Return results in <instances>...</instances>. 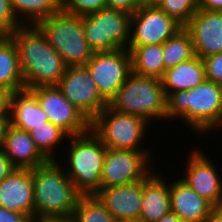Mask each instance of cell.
Listing matches in <instances>:
<instances>
[{
    "instance_id": "cb8c5ba5",
    "label": "cell",
    "mask_w": 222,
    "mask_h": 222,
    "mask_svg": "<svg viewBox=\"0 0 222 222\" xmlns=\"http://www.w3.org/2000/svg\"><path fill=\"white\" fill-rule=\"evenodd\" d=\"M131 53L132 72L161 79L165 65L163 61V44L128 46Z\"/></svg>"
},
{
    "instance_id": "6da1fadb",
    "label": "cell",
    "mask_w": 222,
    "mask_h": 222,
    "mask_svg": "<svg viewBox=\"0 0 222 222\" xmlns=\"http://www.w3.org/2000/svg\"><path fill=\"white\" fill-rule=\"evenodd\" d=\"M170 119L182 120L190 133L195 131L193 134L197 133L198 137L218 131L222 127V87L205 80L189 90L170 93L167 96L166 121Z\"/></svg>"
},
{
    "instance_id": "7c38bea8",
    "label": "cell",
    "mask_w": 222,
    "mask_h": 222,
    "mask_svg": "<svg viewBox=\"0 0 222 222\" xmlns=\"http://www.w3.org/2000/svg\"><path fill=\"white\" fill-rule=\"evenodd\" d=\"M182 28L158 6L139 7L131 14L128 46L163 44Z\"/></svg>"
},
{
    "instance_id": "ac0fdd59",
    "label": "cell",
    "mask_w": 222,
    "mask_h": 222,
    "mask_svg": "<svg viewBox=\"0 0 222 222\" xmlns=\"http://www.w3.org/2000/svg\"><path fill=\"white\" fill-rule=\"evenodd\" d=\"M176 179H171L172 183H169L171 211L182 222H202L214 206L190 188L179 176Z\"/></svg>"
},
{
    "instance_id": "30bf717a",
    "label": "cell",
    "mask_w": 222,
    "mask_h": 222,
    "mask_svg": "<svg viewBox=\"0 0 222 222\" xmlns=\"http://www.w3.org/2000/svg\"><path fill=\"white\" fill-rule=\"evenodd\" d=\"M57 88L90 122L107 107L86 65L68 66Z\"/></svg>"
},
{
    "instance_id": "44dd1931",
    "label": "cell",
    "mask_w": 222,
    "mask_h": 222,
    "mask_svg": "<svg viewBox=\"0 0 222 222\" xmlns=\"http://www.w3.org/2000/svg\"><path fill=\"white\" fill-rule=\"evenodd\" d=\"M9 116L12 126L27 132L49 121L36 96L29 89L10 93Z\"/></svg>"
},
{
    "instance_id": "8d00e7d4",
    "label": "cell",
    "mask_w": 222,
    "mask_h": 222,
    "mask_svg": "<svg viewBox=\"0 0 222 222\" xmlns=\"http://www.w3.org/2000/svg\"><path fill=\"white\" fill-rule=\"evenodd\" d=\"M198 9L222 11V0H198Z\"/></svg>"
},
{
    "instance_id": "277c9868",
    "label": "cell",
    "mask_w": 222,
    "mask_h": 222,
    "mask_svg": "<svg viewBox=\"0 0 222 222\" xmlns=\"http://www.w3.org/2000/svg\"><path fill=\"white\" fill-rule=\"evenodd\" d=\"M65 160V172L82 196L96 195L102 189L101 174L103 170L106 147L91 131L68 138ZM68 150V151H67ZM67 159V160H66ZM68 164V165H67ZM67 169V170H66Z\"/></svg>"
},
{
    "instance_id": "5bb4252c",
    "label": "cell",
    "mask_w": 222,
    "mask_h": 222,
    "mask_svg": "<svg viewBox=\"0 0 222 222\" xmlns=\"http://www.w3.org/2000/svg\"><path fill=\"white\" fill-rule=\"evenodd\" d=\"M29 90L36 96L48 120L61 127L70 136L80 135L90 130V121L64 97L57 86Z\"/></svg>"
},
{
    "instance_id": "1f68e13d",
    "label": "cell",
    "mask_w": 222,
    "mask_h": 222,
    "mask_svg": "<svg viewBox=\"0 0 222 222\" xmlns=\"http://www.w3.org/2000/svg\"><path fill=\"white\" fill-rule=\"evenodd\" d=\"M206 80L222 87V52L203 58Z\"/></svg>"
},
{
    "instance_id": "d4e9b609",
    "label": "cell",
    "mask_w": 222,
    "mask_h": 222,
    "mask_svg": "<svg viewBox=\"0 0 222 222\" xmlns=\"http://www.w3.org/2000/svg\"><path fill=\"white\" fill-rule=\"evenodd\" d=\"M11 4L23 26L36 25L42 19L62 11L61 0H11Z\"/></svg>"
},
{
    "instance_id": "b9f144b4",
    "label": "cell",
    "mask_w": 222,
    "mask_h": 222,
    "mask_svg": "<svg viewBox=\"0 0 222 222\" xmlns=\"http://www.w3.org/2000/svg\"><path fill=\"white\" fill-rule=\"evenodd\" d=\"M35 222H75V221L72 217H69V218L44 219Z\"/></svg>"
},
{
    "instance_id": "f546056e",
    "label": "cell",
    "mask_w": 222,
    "mask_h": 222,
    "mask_svg": "<svg viewBox=\"0 0 222 222\" xmlns=\"http://www.w3.org/2000/svg\"><path fill=\"white\" fill-rule=\"evenodd\" d=\"M106 8V0H63L62 11L83 16Z\"/></svg>"
},
{
    "instance_id": "d590c367",
    "label": "cell",
    "mask_w": 222,
    "mask_h": 222,
    "mask_svg": "<svg viewBox=\"0 0 222 222\" xmlns=\"http://www.w3.org/2000/svg\"><path fill=\"white\" fill-rule=\"evenodd\" d=\"M9 96L10 92L0 87V116L9 115Z\"/></svg>"
},
{
    "instance_id": "3957f363",
    "label": "cell",
    "mask_w": 222,
    "mask_h": 222,
    "mask_svg": "<svg viewBox=\"0 0 222 222\" xmlns=\"http://www.w3.org/2000/svg\"><path fill=\"white\" fill-rule=\"evenodd\" d=\"M57 160L32 168L35 221L72 217L82 196Z\"/></svg>"
},
{
    "instance_id": "2e32d148",
    "label": "cell",
    "mask_w": 222,
    "mask_h": 222,
    "mask_svg": "<svg viewBox=\"0 0 222 222\" xmlns=\"http://www.w3.org/2000/svg\"><path fill=\"white\" fill-rule=\"evenodd\" d=\"M0 207L27 215L35 222L32 169L16 168L0 181Z\"/></svg>"
},
{
    "instance_id": "74e56055",
    "label": "cell",
    "mask_w": 222,
    "mask_h": 222,
    "mask_svg": "<svg viewBox=\"0 0 222 222\" xmlns=\"http://www.w3.org/2000/svg\"><path fill=\"white\" fill-rule=\"evenodd\" d=\"M9 125H10V116L9 115L0 116V150L2 149L5 133Z\"/></svg>"
},
{
    "instance_id": "d6986e66",
    "label": "cell",
    "mask_w": 222,
    "mask_h": 222,
    "mask_svg": "<svg viewBox=\"0 0 222 222\" xmlns=\"http://www.w3.org/2000/svg\"><path fill=\"white\" fill-rule=\"evenodd\" d=\"M154 171L156 170H153L143 179V197L139 222H157L171 212L170 181L159 171H156L157 173ZM166 180L167 182H165Z\"/></svg>"
},
{
    "instance_id": "ba28073f",
    "label": "cell",
    "mask_w": 222,
    "mask_h": 222,
    "mask_svg": "<svg viewBox=\"0 0 222 222\" xmlns=\"http://www.w3.org/2000/svg\"><path fill=\"white\" fill-rule=\"evenodd\" d=\"M131 14L103 8L83 15V27L91 50L108 52L127 49L130 40Z\"/></svg>"
},
{
    "instance_id": "603a6c76",
    "label": "cell",
    "mask_w": 222,
    "mask_h": 222,
    "mask_svg": "<svg viewBox=\"0 0 222 222\" xmlns=\"http://www.w3.org/2000/svg\"><path fill=\"white\" fill-rule=\"evenodd\" d=\"M0 87L10 93L25 89L17 47L9 35H0Z\"/></svg>"
},
{
    "instance_id": "f35d334b",
    "label": "cell",
    "mask_w": 222,
    "mask_h": 222,
    "mask_svg": "<svg viewBox=\"0 0 222 222\" xmlns=\"http://www.w3.org/2000/svg\"><path fill=\"white\" fill-rule=\"evenodd\" d=\"M202 222H222V206L214 207Z\"/></svg>"
},
{
    "instance_id": "52a82bcc",
    "label": "cell",
    "mask_w": 222,
    "mask_h": 222,
    "mask_svg": "<svg viewBox=\"0 0 222 222\" xmlns=\"http://www.w3.org/2000/svg\"><path fill=\"white\" fill-rule=\"evenodd\" d=\"M149 124L142 117L120 113L107 106L90 122V129L106 148L151 151L150 146H143Z\"/></svg>"
},
{
    "instance_id": "8992f818",
    "label": "cell",
    "mask_w": 222,
    "mask_h": 222,
    "mask_svg": "<svg viewBox=\"0 0 222 222\" xmlns=\"http://www.w3.org/2000/svg\"><path fill=\"white\" fill-rule=\"evenodd\" d=\"M62 57L65 65H85L93 55L84 34L83 16L59 12L35 25Z\"/></svg>"
},
{
    "instance_id": "60d3db41",
    "label": "cell",
    "mask_w": 222,
    "mask_h": 222,
    "mask_svg": "<svg viewBox=\"0 0 222 222\" xmlns=\"http://www.w3.org/2000/svg\"><path fill=\"white\" fill-rule=\"evenodd\" d=\"M162 0H139L140 7L158 6Z\"/></svg>"
},
{
    "instance_id": "4dcf8cb0",
    "label": "cell",
    "mask_w": 222,
    "mask_h": 222,
    "mask_svg": "<svg viewBox=\"0 0 222 222\" xmlns=\"http://www.w3.org/2000/svg\"><path fill=\"white\" fill-rule=\"evenodd\" d=\"M22 26L12 9L11 0H0V35H9Z\"/></svg>"
},
{
    "instance_id": "e0dca14e",
    "label": "cell",
    "mask_w": 222,
    "mask_h": 222,
    "mask_svg": "<svg viewBox=\"0 0 222 222\" xmlns=\"http://www.w3.org/2000/svg\"><path fill=\"white\" fill-rule=\"evenodd\" d=\"M95 196L117 221H139L143 180L124 186L102 188Z\"/></svg>"
},
{
    "instance_id": "ab89813d",
    "label": "cell",
    "mask_w": 222,
    "mask_h": 222,
    "mask_svg": "<svg viewBox=\"0 0 222 222\" xmlns=\"http://www.w3.org/2000/svg\"><path fill=\"white\" fill-rule=\"evenodd\" d=\"M157 222H182V221L180 220V218L175 213H173L171 211L170 213H168L165 216H163Z\"/></svg>"
},
{
    "instance_id": "484cf974",
    "label": "cell",
    "mask_w": 222,
    "mask_h": 222,
    "mask_svg": "<svg viewBox=\"0 0 222 222\" xmlns=\"http://www.w3.org/2000/svg\"><path fill=\"white\" fill-rule=\"evenodd\" d=\"M29 133L35 146L47 160H57L54 156L57 155L56 151L58 150V144H61L60 147L63 146V140L66 139L68 141L70 137L61 127L52 124L50 121L32 128Z\"/></svg>"
},
{
    "instance_id": "f1b7e54d",
    "label": "cell",
    "mask_w": 222,
    "mask_h": 222,
    "mask_svg": "<svg viewBox=\"0 0 222 222\" xmlns=\"http://www.w3.org/2000/svg\"><path fill=\"white\" fill-rule=\"evenodd\" d=\"M158 7L183 27L198 10V0H162Z\"/></svg>"
},
{
    "instance_id": "9c48e42d",
    "label": "cell",
    "mask_w": 222,
    "mask_h": 222,
    "mask_svg": "<svg viewBox=\"0 0 222 222\" xmlns=\"http://www.w3.org/2000/svg\"><path fill=\"white\" fill-rule=\"evenodd\" d=\"M152 152L154 149L136 151L106 148L101 174L102 188L129 185L145 179L156 168L151 162L154 161Z\"/></svg>"
},
{
    "instance_id": "e575fe53",
    "label": "cell",
    "mask_w": 222,
    "mask_h": 222,
    "mask_svg": "<svg viewBox=\"0 0 222 222\" xmlns=\"http://www.w3.org/2000/svg\"><path fill=\"white\" fill-rule=\"evenodd\" d=\"M15 169L16 167L9 158L0 150V181L9 176Z\"/></svg>"
},
{
    "instance_id": "ffe728a7",
    "label": "cell",
    "mask_w": 222,
    "mask_h": 222,
    "mask_svg": "<svg viewBox=\"0 0 222 222\" xmlns=\"http://www.w3.org/2000/svg\"><path fill=\"white\" fill-rule=\"evenodd\" d=\"M1 150L19 169H32L48 161L35 146L30 133L11 124L7 127Z\"/></svg>"
},
{
    "instance_id": "d6a6232c",
    "label": "cell",
    "mask_w": 222,
    "mask_h": 222,
    "mask_svg": "<svg viewBox=\"0 0 222 222\" xmlns=\"http://www.w3.org/2000/svg\"><path fill=\"white\" fill-rule=\"evenodd\" d=\"M139 7V0H106V8L129 14H133Z\"/></svg>"
},
{
    "instance_id": "83f0119b",
    "label": "cell",
    "mask_w": 222,
    "mask_h": 222,
    "mask_svg": "<svg viewBox=\"0 0 222 222\" xmlns=\"http://www.w3.org/2000/svg\"><path fill=\"white\" fill-rule=\"evenodd\" d=\"M75 222H118L95 196H81L73 212Z\"/></svg>"
},
{
    "instance_id": "7a4b0ae2",
    "label": "cell",
    "mask_w": 222,
    "mask_h": 222,
    "mask_svg": "<svg viewBox=\"0 0 222 222\" xmlns=\"http://www.w3.org/2000/svg\"><path fill=\"white\" fill-rule=\"evenodd\" d=\"M9 36L14 41L25 89L57 86L67 66L35 26H22Z\"/></svg>"
},
{
    "instance_id": "4fadbf2b",
    "label": "cell",
    "mask_w": 222,
    "mask_h": 222,
    "mask_svg": "<svg viewBox=\"0 0 222 222\" xmlns=\"http://www.w3.org/2000/svg\"><path fill=\"white\" fill-rule=\"evenodd\" d=\"M206 154L209 153H204L200 148H194L188 152L181 179L214 207H220L222 206V177L219 171L222 170H217L219 165L212 162L215 160L209 159Z\"/></svg>"
},
{
    "instance_id": "5b68a950",
    "label": "cell",
    "mask_w": 222,
    "mask_h": 222,
    "mask_svg": "<svg viewBox=\"0 0 222 222\" xmlns=\"http://www.w3.org/2000/svg\"><path fill=\"white\" fill-rule=\"evenodd\" d=\"M107 106L142 117L153 125L155 120H166L167 95L160 79L131 72Z\"/></svg>"
},
{
    "instance_id": "8fae6325",
    "label": "cell",
    "mask_w": 222,
    "mask_h": 222,
    "mask_svg": "<svg viewBox=\"0 0 222 222\" xmlns=\"http://www.w3.org/2000/svg\"><path fill=\"white\" fill-rule=\"evenodd\" d=\"M85 65L108 104L132 72L131 53L128 49L95 52Z\"/></svg>"
},
{
    "instance_id": "836d02e7",
    "label": "cell",
    "mask_w": 222,
    "mask_h": 222,
    "mask_svg": "<svg viewBox=\"0 0 222 222\" xmlns=\"http://www.w3.org/2000/svg\"><path fill=\"white\" fill-rule=\"evenodd\" d=\"M0 222H33L27 215L0 207Z\"/></svg>"
},
{
    "instance_id": "4316f807",
    "label": "cell",
    "mask_w": 222,
    "mask_h": 222,
    "mask_svg": "<svg viewBox=\"0 0 222 222\" xmlns=\"http://www.w3.org/2000/svg\"><path fill=\"white\" fill-rule=\"evenodd\" d=\"M195 56L189 32L183 27L163 43V61L165 70Z\"/></svg>"
},
{
    "instance_id": "9a60e30c",
    "label": "cell",
    "mask_w": 222,
    "mask_h": 222,
    "mask_svg": "<svg viewBox=\"0 0 222 222\" xmlns=\"http://www.w3.org/2000/svg\"><path fill=\"white\" fill-rule=\"evenodd\" d=\"M184 27L199 58L222 52V11L198 9Z\"/></svg>"
},
{
    "instance_id": "7402d4cb",
    "label": "cell",
    "mask_w": 222,
    "mask_h": 222,
    "mask_svg": "<svg viewBox=\"0 0 222 222\" xmlns=\"http://www.w3.org/2000/svg\"><path fill=\"white\" fill-rule=\"evenodd\" d=\"M160 80L167 96L172 92L194 88L206 80L203 59L195 55L193 58L165 70Z\"/></svg>"
}]
</instances>
